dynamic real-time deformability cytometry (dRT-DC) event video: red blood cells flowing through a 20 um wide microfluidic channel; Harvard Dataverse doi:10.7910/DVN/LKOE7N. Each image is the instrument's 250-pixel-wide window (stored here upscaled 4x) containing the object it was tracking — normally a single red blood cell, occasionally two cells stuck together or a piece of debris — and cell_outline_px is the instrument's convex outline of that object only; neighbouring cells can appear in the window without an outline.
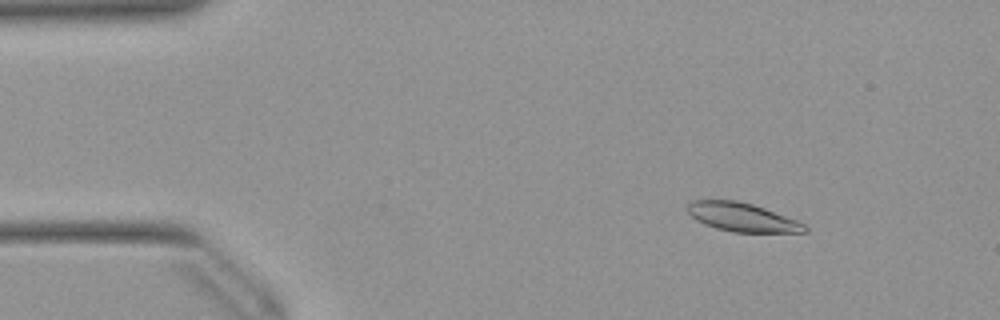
{"species": "Egyptian fruit bat (a non-hibernating species)", "species_latin": "Rousettus aegyptiacus", "temperature_condition": "warm", "stored_images_in_passage": 52, "camera_frame_rate_fps": 3000, "um_per_image_px": 0.085, "animal": {"sex": "female"}, "frame": {"image": 1, "passage_image": 7, "time_ms": 2.0, "image_size_px": [1000, 320], "cell_outline_px": [[808, 232], [732, 232], [716, 228], [704, 224], [696, 220], [688, 212], [688, 204], [692, 200], [736, 200], [752, 204], [764, 208], [796, 220], [804, 224], [808, 228]], "centroid_in_image_um": [63.07, 18.46], "position_along_channel_um": 21.9, "area_um2": 19.42}}
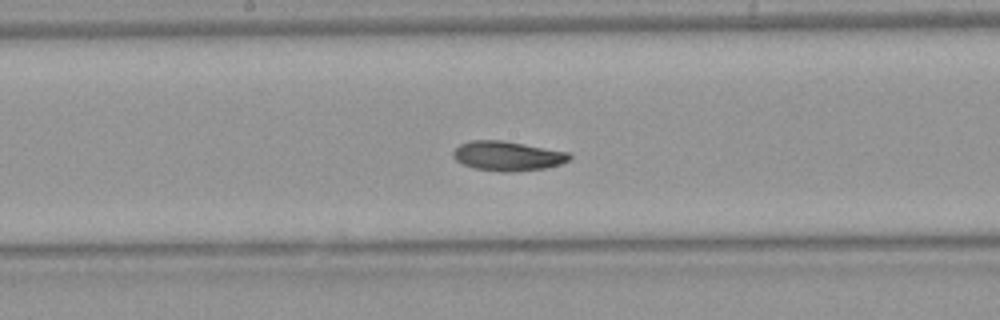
{"frame": {"image": 2, "passage_image": 27, "time_ms": 8.667, "image_size_px": [1000, 320], "cell_outline_px": [[572, 156], [568, 160], [560, 164], [544, 168], [512, 172], [500, 172], [472, 168], [456, 160], [452, 156], [452, 152], [460, 144], [472, 140], [500, 140], [524, 144], [568, 152]], "centroid_in_image_um": [43.11, 13.26], "position_along_channel_um": 205.1, "area_um2": 19.94}}
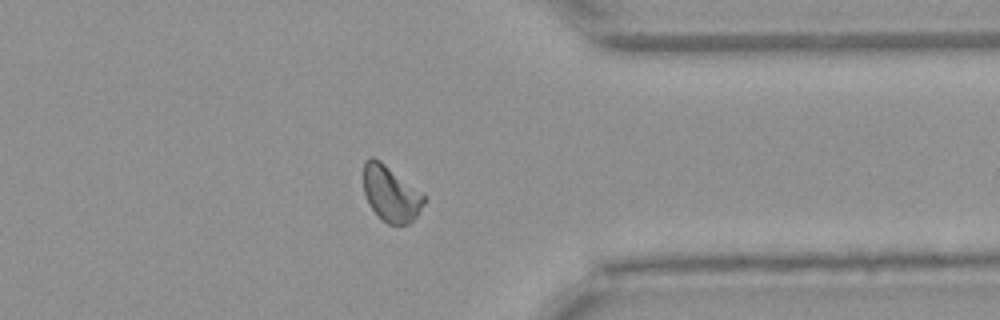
{"frame": {"image": 3, "passage_image": 41, "time_ms": 13.333, "image_size_px": [1000, 320], "cell_outline_px": [[424, 204], [416, 216], [408, 224], [388, 224], [368, 204], [364, 192], [364, 160], [372, 156], [380, 160], [424, 192]], "centroid_in_image_um": [33.23, 16.42], "position_along_channel_um": 378.2, "area_um2": 19.65}, "authors_computed_cell_mechanics": {"area_um2": 19.9988, "velocity_mm_per_s": 3.9121, "shape_relaxation_time_tau1_ms": 4.855, "shape_relaxation_time_tau2_ms": 3.805, "deformation_change_tau1": 0.1385, "deformation_change_tau2": 0.0827}}